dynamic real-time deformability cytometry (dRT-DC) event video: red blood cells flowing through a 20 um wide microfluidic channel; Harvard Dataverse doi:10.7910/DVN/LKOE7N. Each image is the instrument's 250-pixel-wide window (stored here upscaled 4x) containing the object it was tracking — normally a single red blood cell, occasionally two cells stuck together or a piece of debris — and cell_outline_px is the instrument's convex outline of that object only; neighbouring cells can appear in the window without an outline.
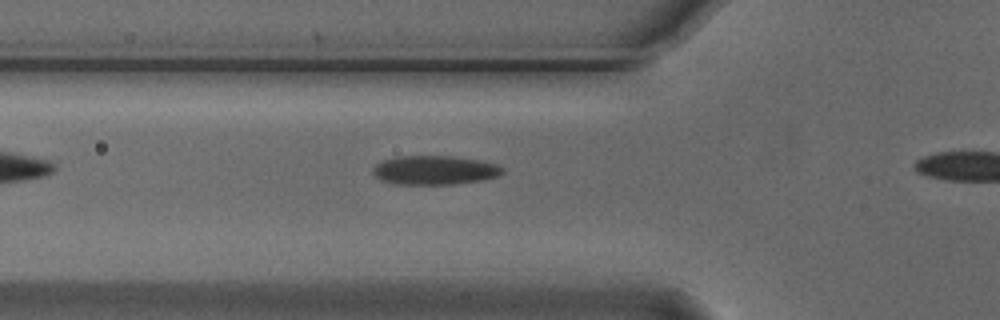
{"species": "Egyptian fruit bat (a non-hibernating species)", "species_latin": "Rousettus aegyptiacus", "temperature_condition": "cold", "stored_images_in_passage": 19, "camera_frame_rate_fps": 3000, "um_per_image_px": 0.085, "animal": {"sex": "male"}, "frame": {"image": 1, "passage_image": 2, "time_ms": 0.333, "image_size_px": [1000, 320], "cell_outline_px": [[504, 172], [500, 176], [484, 180], [452, 184], [396, 184], [380, 180], [372, 172], [372, 168], [380, 160], [396, 156], [452, 156], [476, 160], [496, 164], [504, 168]], "centroid_in_image_um": [36.92, 14.46], "position_along_channel_um": 88.9, "area_um2": 22.08}}
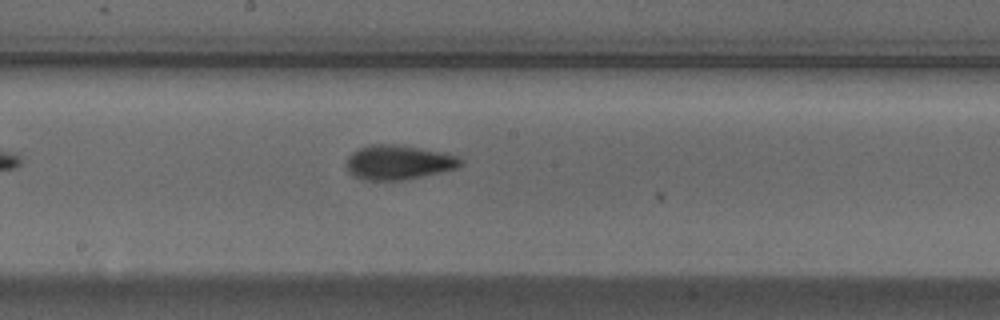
{"frame": {"image": 2, "passage_image": 12, "time_ms": 3.667, "image_size_px": [1000, 320], "cell_outline_px": [[464, 164], [456, 168], [440, 172], [404, 180], [364, 180], [352, 176], [348, 172], [348, 156], [352, 152], [368, 144], [396, 144], [444, 152], [460, 156], [464, 160]], "centroid_in_image_um": [33.9, 13.79], "position_along_channel_um": 214.3, "area_um2": 23.12}}
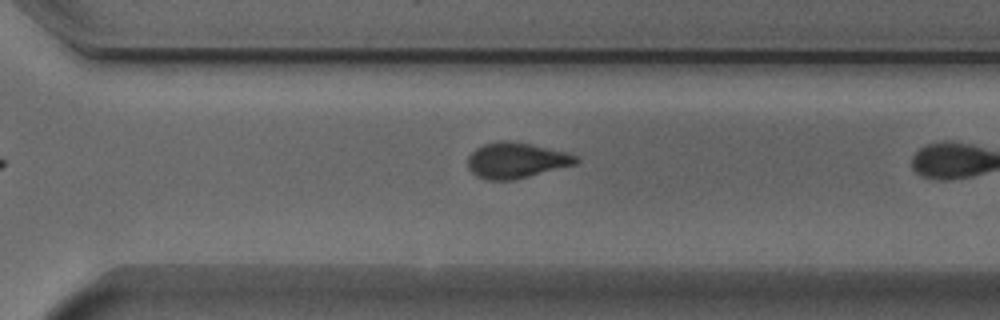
{"frame": {"image": 3, "passage_image": 18, "time_ms": 5.667, "image_size_px": [1000, 320], "cell_outline_px": [[580, 160], [576, 164], [512, 180], [484, 180], [476, 176], [468, 168], [468, 156], [476, 148], [484, 144], [528, 144], [568, 152], [576, 156]], "centroid_in_image_um": [43.88, 13.68], "position_along_channel_um": 326.7, "area_um2": 21.62}}